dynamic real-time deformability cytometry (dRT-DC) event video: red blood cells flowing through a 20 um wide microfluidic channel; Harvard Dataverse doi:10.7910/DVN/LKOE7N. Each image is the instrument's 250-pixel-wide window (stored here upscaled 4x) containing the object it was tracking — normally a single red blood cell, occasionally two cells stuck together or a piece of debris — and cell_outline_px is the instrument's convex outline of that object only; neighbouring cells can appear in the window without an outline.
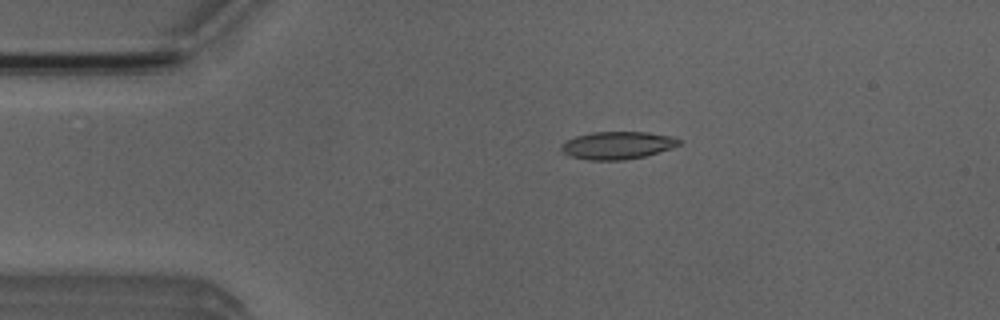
{"species": "Egyptian fruit bat (a non-hibernating species)", "species_latin": "Rousettus aegyptiacus", "temperature_condition": "room temperature", "stored_images_in_passage": 18, "camera_frame_rate_fps": 3000, "um_per_image_px": 0.085, "animal": {"sex": "male"}, "frame": {"image": 1, "passage_image": 10, "time_ms": 3.0, "image_size_px": [1000, 320], "cell_outline_px": [[680, 144], [644, 156], [624, 160], [588, 160], [568, 156], [560, 152], [560, 148], [568, 140], [576, 136], [592, 132], [648, 132], [676, 136], [680, 140]], "centroid_in_image_um": [52.45, 12.35], "position_along_channel_um": 32.5, "area_um2": 18.9}}